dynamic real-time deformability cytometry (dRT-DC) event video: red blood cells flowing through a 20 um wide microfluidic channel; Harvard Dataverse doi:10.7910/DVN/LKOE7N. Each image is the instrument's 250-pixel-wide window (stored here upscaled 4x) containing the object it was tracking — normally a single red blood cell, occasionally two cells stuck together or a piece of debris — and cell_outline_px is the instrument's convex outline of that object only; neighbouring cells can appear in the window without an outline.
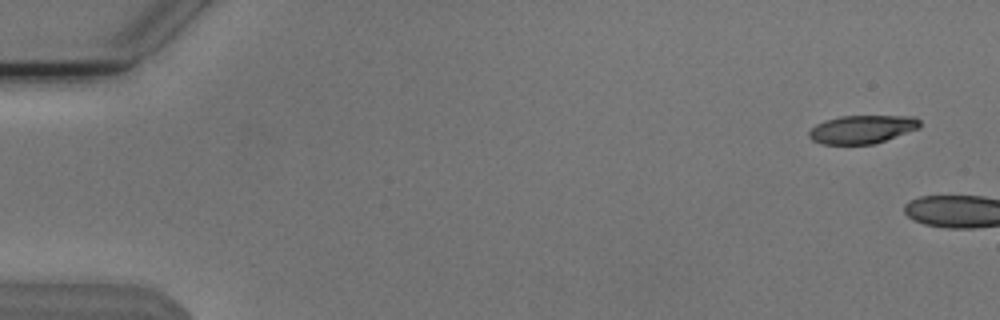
{"species": "Egyptian fruit bat (a non-hibernating species)", "species_latin": "Rousettus aegyptiacus", "temperature_condition": "cold", "stored_images_in_passage": 9, "camera_frame_rate_fps": 3000, "um_per_image_px": 0.085, "animal": {"sex": "male"}, "frame": {"image": 1, "passage_image": 1, "time_ms": 0.0, "image_size_px": [1000, 320], "cell_outline_px": [[920, 128], [872, 144], [824, 144], [812, 140], [808, 136], [808, 132], [816, 124], [824, 120], [840, 116], [916, 116], [920, 120]], "centroid_in_image_um": [73.27, 10.98], "position_along_channel_um": 11.7, "area_um2": 18.21}}